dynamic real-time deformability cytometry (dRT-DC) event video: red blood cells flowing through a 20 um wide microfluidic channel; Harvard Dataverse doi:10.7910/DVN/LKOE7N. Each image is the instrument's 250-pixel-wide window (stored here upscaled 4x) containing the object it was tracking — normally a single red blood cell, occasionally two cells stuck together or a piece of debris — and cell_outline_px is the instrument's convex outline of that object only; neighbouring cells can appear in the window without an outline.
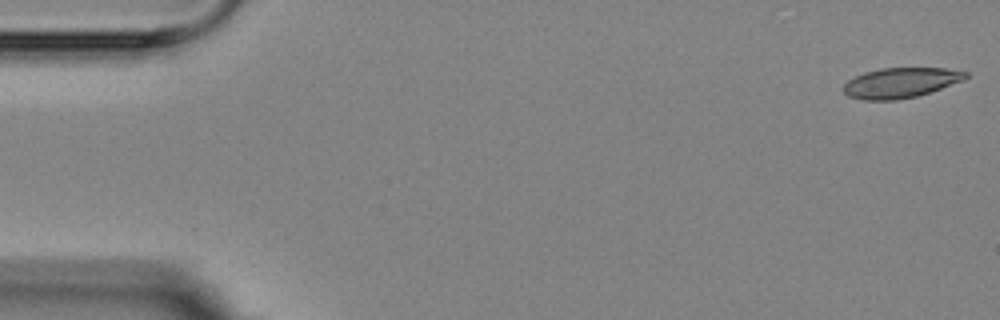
{"species": "Egyptian fruit bat (a non-hibernating species)", "species_latin": "Rousettus aegyptiacus", "temperature_condition": "room temperature", "stored_images_in_passage": 5, "camera_frame_rate_fps": 3000, "um_per_image_px": 0.085, "animal": {"sex": "female"}, "frame": {"image": 1, "passage_image": 1, "time_ms": 0.0, "image_size_px": [1000, 320], "cell_outline_px": [[968, 76], [964, 80], [916, 96], [896, 100], [864, 100], [848, 96], [840, 88], [848, 80], [864, 72], [880, 68], [944, 68], [968, 72]], "centroid_in_image_um": [76.51, 7.03], "position_along_channel_um": 8.5, "area_um2": 21.39}}
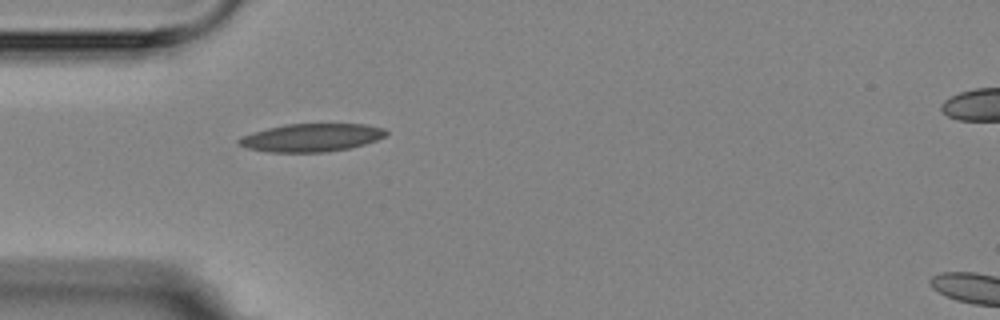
{"frame": {"image": 2, "passage_image": 4, "time_ms": 5.0, "image_size_px": [1000, 320], "cell_outline_px": [[388, 132], [384, 136], [376, 140], [364, 144], [348, 148], [324, 152], [264, 152], [248, 148], [236, 144], [236, 140], [240, 136], [268, 128], [284, 124], [364, 124], [384, 128]], "centroid_in_image_um": [26.41, 11.7], "position_along_channel_um": 58.6, "area_um2": 24.04}}